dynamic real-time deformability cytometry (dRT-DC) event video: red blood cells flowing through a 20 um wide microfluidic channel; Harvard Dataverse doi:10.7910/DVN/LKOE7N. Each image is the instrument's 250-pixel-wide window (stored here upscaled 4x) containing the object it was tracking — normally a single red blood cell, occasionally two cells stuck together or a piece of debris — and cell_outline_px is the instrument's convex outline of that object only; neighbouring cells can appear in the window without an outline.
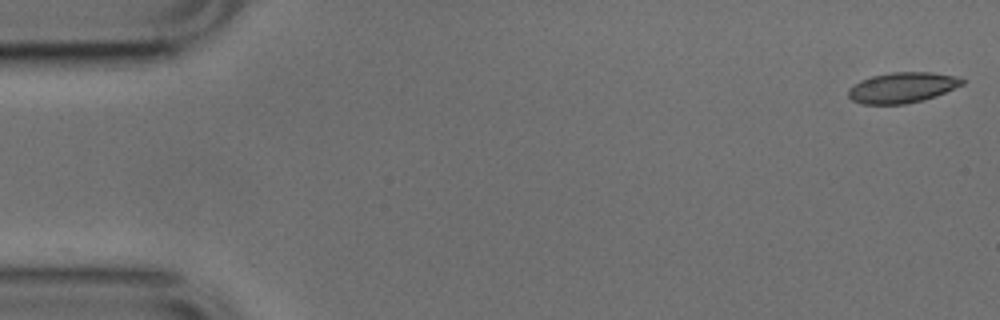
{"species": "common noctule bat (a hibernating species)", "species_latin": "Nyctalus noctula", "temperature_condition": "cold", "stored_images_in_passage": 39, "camera_frame_rate_fps": 3000, "um_per_image_px": 0.085, "animal": {"sex": "male", "body_mass_g": 17.9, "forearm_length_mm": 54.2}, "frame": {"image": 1, "passage_image": 1, "time_ms": 0.0, "image_size_px": [1000, 320], "cell_outline_px": [[964, 84], [936, 96], [924, 100], [904, 104], [864, 104], [852, 100], [848, 96], [848, 88], [860, 80], [872, 76], [892, 72], [932, 72], [960, 76], [964, 80]], "centroid_in_image_um": [76.71, 7.44], "position_along_channel_um": 8.3, "area_um2": 20.4}}
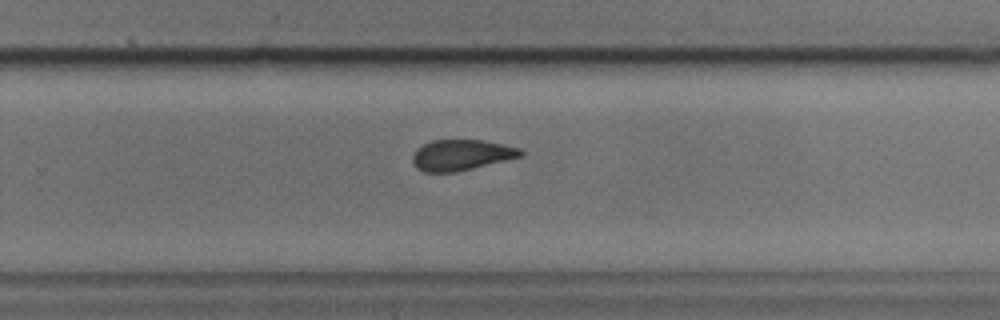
{"frame": {"image": 2, "passage_image": 33, "time_ms": 10.667, "image_size_px": [1000, 320], "cell_outline_px": [[524, 156], [456, 172], [424, 172], [416, 168], [412, 160], [412, 156], [416, 148], [432, 140], [484, 140], [520, 148], [524, 152]], "centroid_in_image_um": [39.21, 13.17], "position_along_channel_um": 290.6, "area_um2": 19.48}}
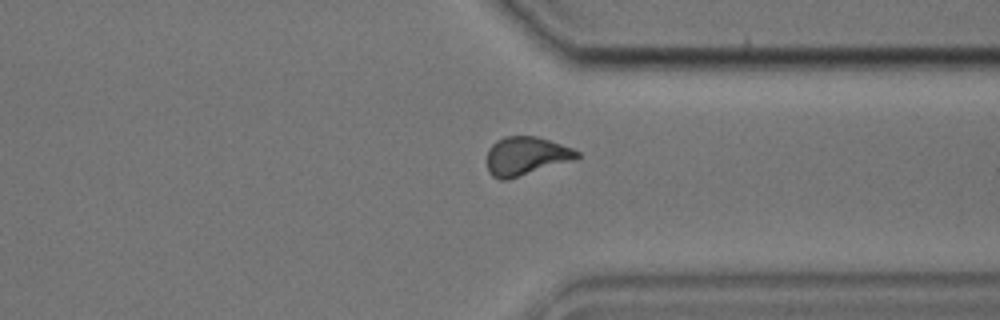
{"frame": {"image": 3, "passage_image": 39, "time_ms": 12.667, "image_size_px": [1000, 320], "cell_outline_px": [[580, 156], [572, 160], [508, 180], [500, 180], [492, 176], [488, 172], [488, 148], [496, 140], [504, 136], [536, 136], [572, 148], [580, 152]], "centroid_in_image_um": [44.67, 13.26], "position_along_channel_um": 366.7, "area_um2": 20.11}, "authors_computed_cell_mechanics": {"area_um2": 20.6924, "velocity_mm_per_s": 3.8266, "shape_relaxation_time_tau1_ms": 3.8339, "shape_relaxation_time_tau2_ms": 2.0332, "deformation_change_tau1": 0.0989, "deformation_change_tau2": 0.0827}}